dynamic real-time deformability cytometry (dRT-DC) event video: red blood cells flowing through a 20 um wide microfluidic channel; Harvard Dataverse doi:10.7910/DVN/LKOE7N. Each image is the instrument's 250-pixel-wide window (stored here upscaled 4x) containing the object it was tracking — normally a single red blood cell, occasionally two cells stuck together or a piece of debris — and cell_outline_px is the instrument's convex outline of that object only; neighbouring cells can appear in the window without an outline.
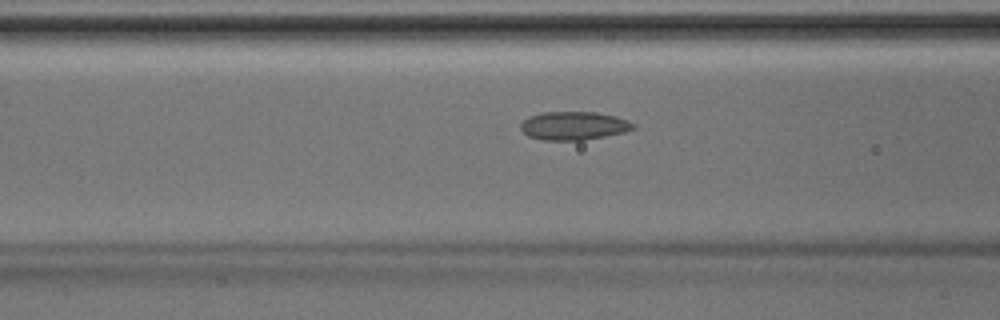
{"species": "Egyptian fruit bat (a non-hibernating species)", "species_latin": "Rousettus aegyptiacus", "temperature_condition": "room temperature", "stored_images_in_passage": 45, "camera_frame_rate_fps": 3000, "um_per_image_px": 0.085, "animal": {"sex": "male"}, "frame": {"image": 1, "passage_image": 18, "time_ms": 5.667, "image_size_px": [1000, 320], "cell_outline_px": [[636, 128], [624, 132], [584, 140], [544, 140], [528, 136], [520, 128], [520, 124], [528, 116], [544, 112], [596, 112], [616, 116], [628, 120], [636, 124]], "centroid_in_image_um": [48.79, 10.68], "position_along_channel_um": 117.8, "area_um2": 18.67}}
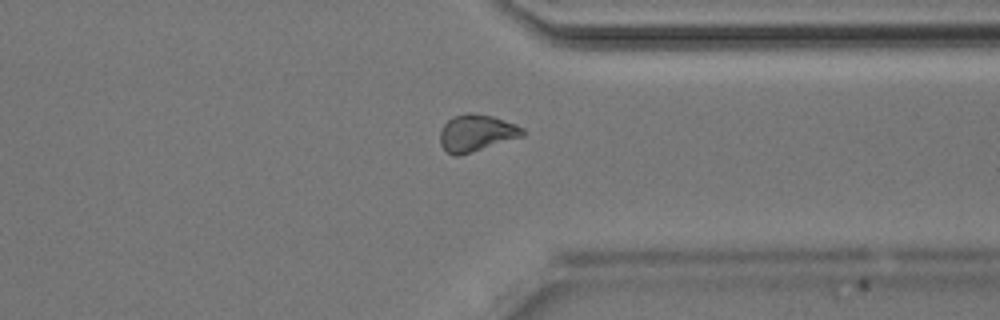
{"frame": {"image": 2, "passage_image": 35, "time_ms": 11.333, "image_size_px": [1000, 320], "cell_outline_px": [[524, 136], [472, 152], [456, 156], [452, 156], [440, 144], [440, 132], [444, 124], [452, 116], [468, 112], [472, 112], [492, 116], [516, 124], [524, 128]], "centroid_in_image_um": [40.49, 11.29], "position_along_channel_um": 370.9, "area_um2": 17.8}}
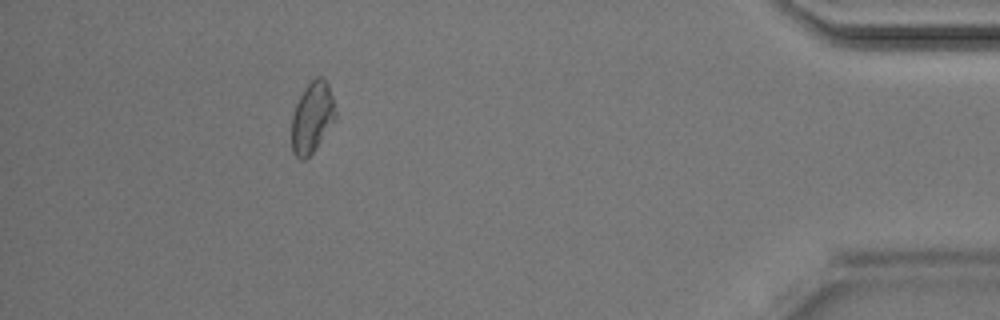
{"frame": {"image": 3, "passage_image": 41, "time_ms": 13.333, "image_size_px": [1000, 320], "cell_outline_px": [[336, 120], [312, 152], [304, 160], [300, 160], [292, 152], [292, 116], [296, 104], [304, 88], [316, 76], [324, 76], [328, 84], [332, 96], [336, 112]], "centroid_in_image_um": [26.54, 9.96], "position_along_channel_um": 408.7, "area_um2": 18.09}}